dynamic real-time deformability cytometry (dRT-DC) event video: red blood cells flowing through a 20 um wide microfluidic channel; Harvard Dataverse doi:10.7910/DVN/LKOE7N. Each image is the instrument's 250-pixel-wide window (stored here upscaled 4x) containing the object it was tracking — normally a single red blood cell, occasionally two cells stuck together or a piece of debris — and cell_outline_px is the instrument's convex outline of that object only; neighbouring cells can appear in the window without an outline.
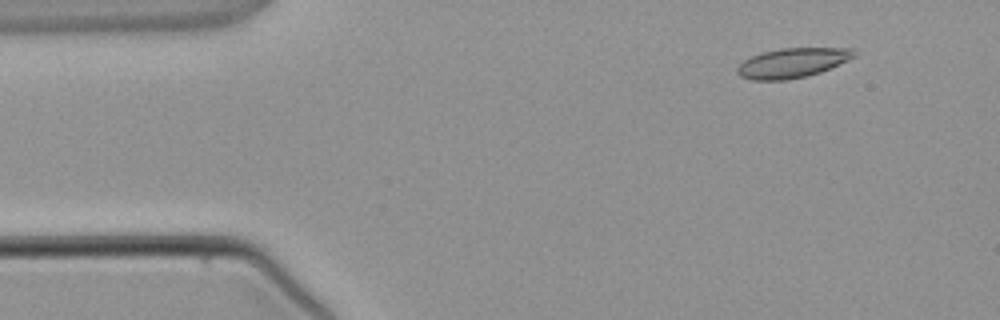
{"species": "common noctule bat (a hibernating species)", "species_latin": "Nyctalus noctula", "temperature_condition": "warm", "stored_images_in_passage": 3, "camera_frame_rate_fps": 3000, "um_per_image_px": 0.085, "animal": {"sex": "male", "body_mass_g": 21.5, "forearm_length_mm": 52.0}, "frame": {"image": 1, "passage_image": 1, "time_ms": 0.0, "image_size_px": [1000, 320], "cell_outline_px": [[856, 56], [848, 60], [820, 72], [808, 76], [788, 80], [752, 80], [740, 76], [736, 72], [736, 68], [744, 60], [752, 56], [764, 52], [780, 48], [852, 48], [856, 52]], "centroid_in_image_um": [67.35, 5.35], "position_along_channel_um": 17.7, "area_um2": 20.17}}
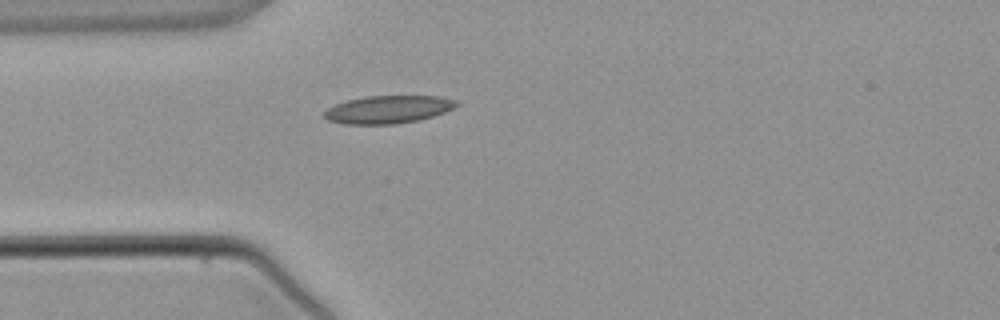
{"frame": {"image": 2, "passage_image": 3, "time_ms": 2.333, "image_size_px": [1000, 320], "cell_outline_px": [[460, 104], [444, 112], [420, 120], [396, 124], [344, 124], [328, 120], [324, 116], [324, 112], [328, 108], [336, 104], [348, 100], [368, 96], [440, 96], [456, 100]], "centroid_in_image_um": [33.01, 9.31], "position_along_channel_um": 52.0, "area_um2": 21.33}}